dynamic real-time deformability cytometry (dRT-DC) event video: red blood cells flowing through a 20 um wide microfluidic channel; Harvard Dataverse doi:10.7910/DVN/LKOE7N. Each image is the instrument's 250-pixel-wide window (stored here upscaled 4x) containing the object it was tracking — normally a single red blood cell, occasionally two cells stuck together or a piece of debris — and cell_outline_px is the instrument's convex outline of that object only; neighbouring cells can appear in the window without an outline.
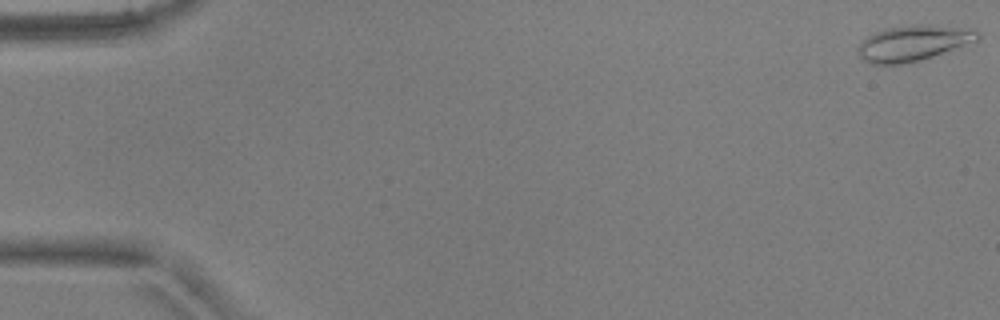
{"species": "common noctule bat (a hibernating species)", "species_latin": "Nyctalus noctula", "temperature_condition": "warm", "stored_images_in_passage": 53, "camera_frame_rate_fps": 3000, "um_per_image_px": 0.085, "animal": {"sex": "male", "body_mass_g": 17.9, "forearm_length_mm": 54.2}, "frame": {"image": 1, "passage_image": 1, "time_ms": 0.0, "image_size_px": [1000, 320], "cell_outline_px": [[980, 36], [976, 40], [932, 56], [920, 60], [900, 64], [872, 64], [864, 60], [856, 52], [860, 44], [872, 32], [884, 28], [916, 24], [928, 24], [956, 28], [980, 32]], "centroid_in_image_um": [77.53, 3.66], "position_along_channel_um": 7.5, "area_um2": 24.28}}
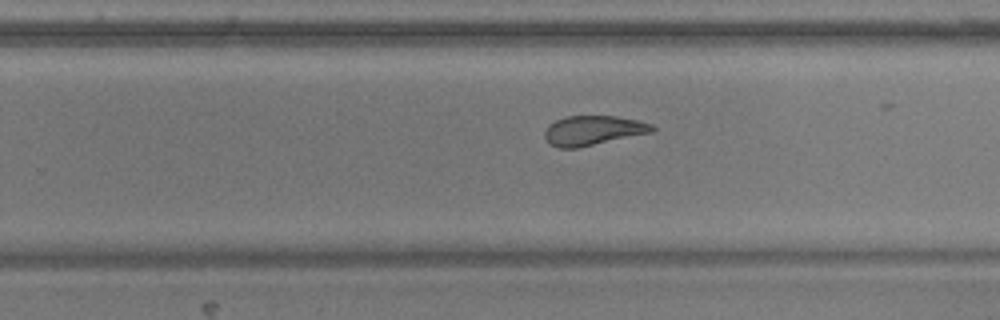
{"frame": {"image": 2, "passage_image": 34, "time_ms": 11.0, "image_size_px": [1000, 320], "cell_outline_px": [[656, 128], [652, 132], [576, 148], [556, 148], [548, 144], [544, 136], [544, 132], [548, 124], [564, 116], [616, 116], [640, 120], [652, 124]], "centroid_in_image_um": [50.37, 11.08], "position_along_channel_um": 279.4, "area_um2": 18.67}}
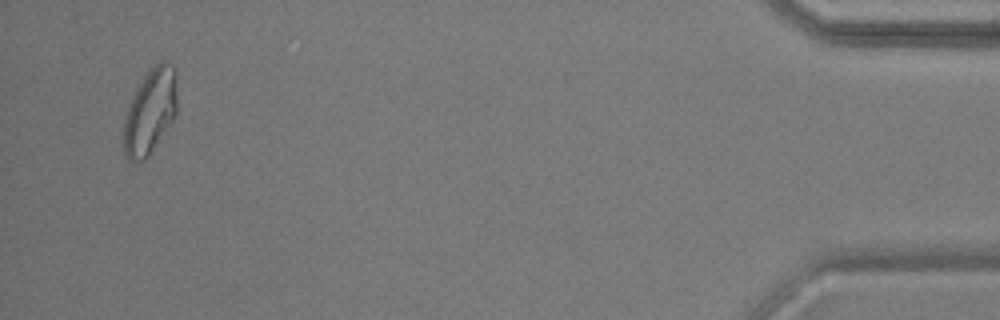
{"frame": {"image": 3, "passage_image": 51, "time_ms": 16.667, "image_size_px": [1000, 320], "cell_outline_px": [[176, 112], [172, 120], [148, 156], [144, 160], [132, 164], [128, 160], [124, 152], [124, 116], [128, 104], [136, 88], [144, 76], [160, 60], [168, 60], [176, 68]], "centroid_in_image_um": [12.75, 9.45], "position_along_channel_um": 422.5, "area_um2": 26.59}, "authors_computed_cell_mechanics": {"area_um2": 21.2704, "velocity_mm_per_s": 3.8665, "shape_relaxation_time_tau1_ms": null, "shape_relaxation_time_tau2_ms": 2.1742, "deformation_change_tau1": null, "deformation_change_tau2": 0.0842}}